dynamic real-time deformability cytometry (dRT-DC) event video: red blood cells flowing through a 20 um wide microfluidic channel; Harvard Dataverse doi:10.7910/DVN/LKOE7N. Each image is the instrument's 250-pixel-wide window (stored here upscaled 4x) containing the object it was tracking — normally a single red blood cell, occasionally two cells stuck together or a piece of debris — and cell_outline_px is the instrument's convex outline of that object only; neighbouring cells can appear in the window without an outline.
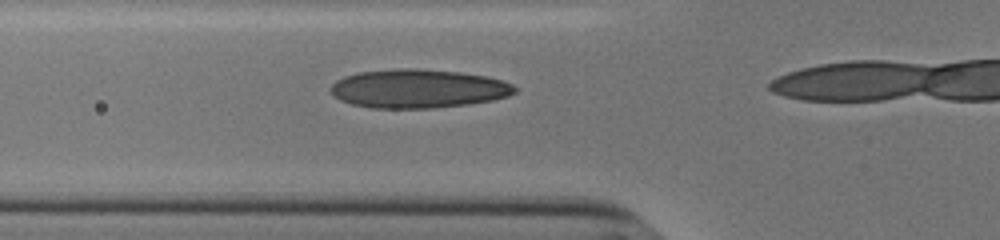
{"species": "human", "species_latin": "Homo sapiens", "temperature_condition": "cold", "stored_images_in_passage": 21, "camera_frame_rate_fps": 3000, "um_per_image_px": 0.085, "donor": {"sex": "male"}, "frame": {"image": 1, "passage_image": 13, "time_ms": 4.0, "image_size_px": [1000, 240], "cell_outline_px": [[516, 92], [508, 96], [492, 100], [468, 104], [432, 108], [372, 108], [352, 104], [340, 100], [328, 88], [336, 80], [344, 76], [360, 72], [400, 68], [416, 68], [460, 72], [484, 76], [504, 80], [512, 84], [516, 88]], "centroid_in_image_um": [35.54, 7.53], "position_along_channel_um": 90.3, "area_um2": 41.56}}
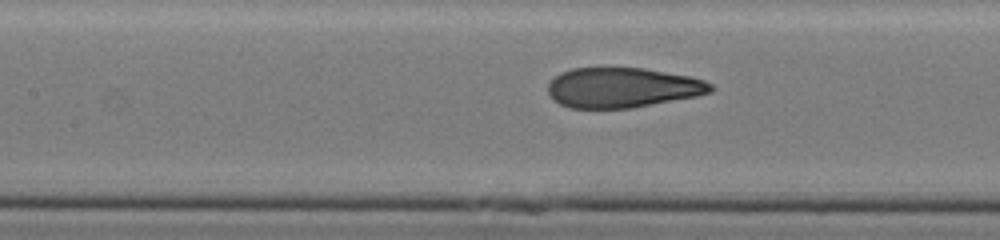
{"frame": {"image": 2, "passage_image": 18, "time_ms": 5.667, "image_size_px": [1000, 240], "cell_outline_px": [[716, 88], [712, 92], [696, 96], [632, 108], [568, 108], [552, 100], [548, 92], [548, 84], [560, 72], [572, 68], [644, 68], [688, 76], [704, 80], [712, 84]], "centroid_in_image_um": [52.9, 7.45], "position_along_channel_um": 154.5, "area_um2": 38.03}}